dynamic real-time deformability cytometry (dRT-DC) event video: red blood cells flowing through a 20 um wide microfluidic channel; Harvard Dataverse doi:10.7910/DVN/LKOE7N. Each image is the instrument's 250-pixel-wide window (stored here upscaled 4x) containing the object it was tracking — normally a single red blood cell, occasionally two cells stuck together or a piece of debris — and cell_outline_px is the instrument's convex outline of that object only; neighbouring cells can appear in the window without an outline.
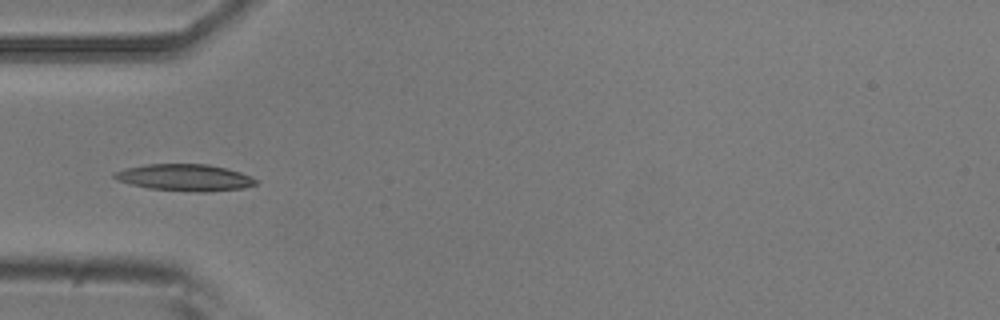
{"species": "common noctule bat (a hibernating species)", "species_latin": "Nyctalus noctula", "temperature_condition": "room temperature", "stored_images_in_passage": 4, "camera_frame_rate_fps": 3000, "um_per_image_px": 0.085, "animal": {"sex": "male", "body_mass_g": 20.5, "forearm_length_mm": 52.5}, "frame": {"image": 1, "passage_image": 3, "time_ms": 2.333, "image_size_px": [1000, 320], "cell_outline_px": [[256, 184], [244, 188], [208, 192], [196, 192], [148, 188], [132, 184], [120, 180], [112, 176], [116, 172], [124, 168], [148, 164], [208, 164], [240, 172], [252, 176], [256, 180]], "centroid_in_image_um": [15.75, 15.09], "position_along_channel_um": 69.3, "area_um2": 21.85}}
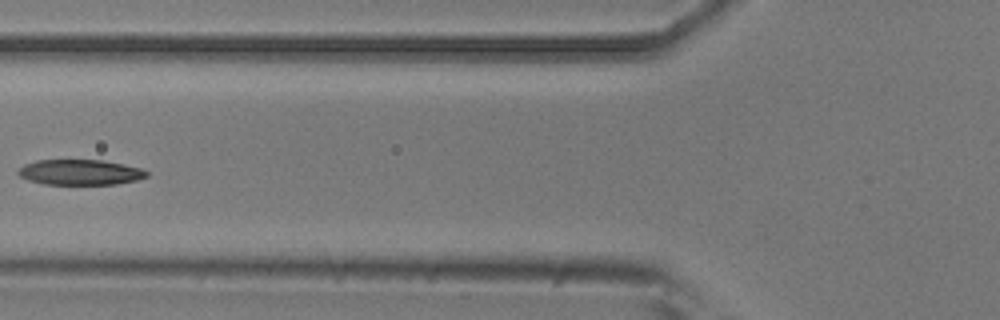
{"frame": {"image": 2, "passage_image": 4, "time_ms": 3.667, "image_size_px": [1000, 320], "cell_outline_px": [[148, 176], [136, 180], [116, 184], [44, 184], [28, 180], [20, 176], [16, 172], [24, 164], [36, 160], [104, 160], [124, 164], [140, 168], [148, 172]], "centroid_in_image_um": [6.8, 14.64], "position_along_channel_um": 119.0, "area_um2": 19.02}}